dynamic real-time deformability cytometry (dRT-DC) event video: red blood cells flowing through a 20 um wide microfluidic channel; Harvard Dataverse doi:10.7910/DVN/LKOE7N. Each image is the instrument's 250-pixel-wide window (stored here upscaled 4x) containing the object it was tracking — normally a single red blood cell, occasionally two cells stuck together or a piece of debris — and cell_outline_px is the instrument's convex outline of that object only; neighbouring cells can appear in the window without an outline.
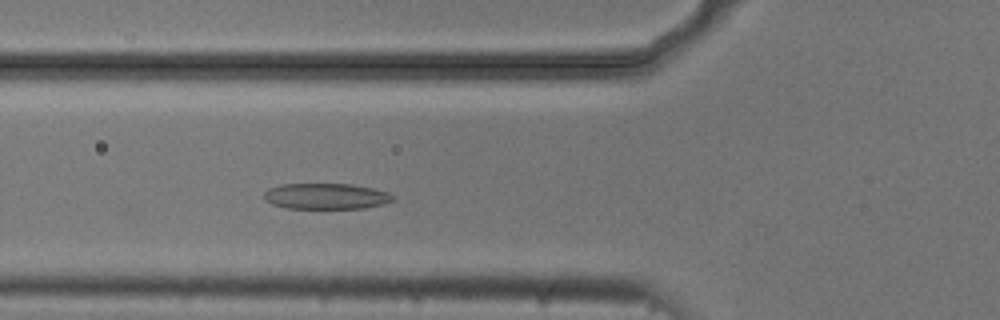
{"species": "common noctule bat (a hibernating species)", "species_latin": "Nyctalus noctula", "temperature_condition": "cold", "stored_images_in_passage": 46, "camera_frame_rate_fps": 3000, "um_per_image_px": 0.085, "animal": {"sex": "male", "body_mass_g": 20.5, "forearm_length_mm": 52.5}, "frame": {"image": 1, "passage_image": 16, "time_ms": 5.0, "image_size_px": [1000, 320], "cell_outline_px": [[396, 200], [384, 204], [364, 208], [288, 208], [272, 204], [264, 200], [264, 192], [268, 188], [280, 184], [352, 184], [372, 188], [388, 192], [396, 196]], "centroid_in_image_um": [27.74, 16.67], "position_along_channel_um": 98.1, "area_um2": 19.59}}
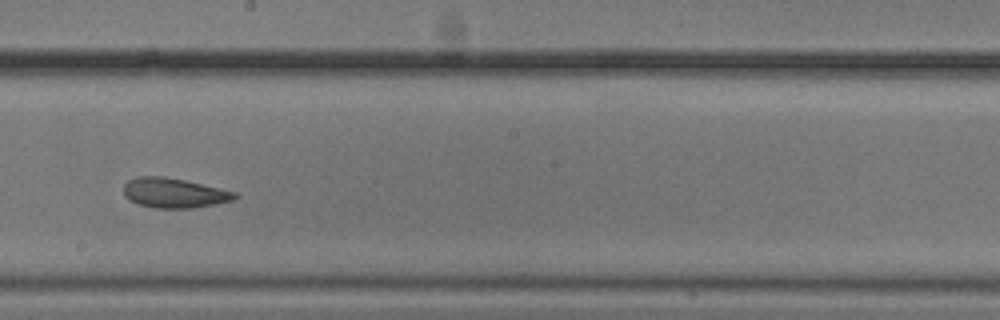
{"frame": {"image": 2, "passage_image": 27, "time_ms": 8.667, "image_size_px": [1000, 320], "cell_outline_px": [[236, 196], [232, 200], [192, 208], [156, 208], [140, 204], [128, 200], [124, 196], [124, 184], [128, 180], [136, 176], [164, 176], [184, 180], [236, 192]], "centroid_in_image_um": [14.73, 16.39], "position_along_channel_um": 233.5, "area_um2": 19.07}}
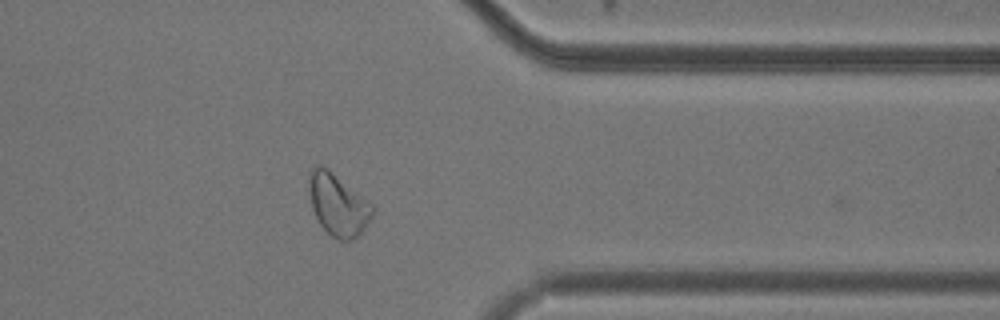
{"frame": {"image": 3, "passage_image": 40, "time_ms": 13.0, "image_size_px": [1000, 320], "cell_outline_px": [[372, 216], [360, 236], [352, 240], [340, 240], [332, 236], [320, 224], [312, 208], [308, 188], [308, 176], [312, 168], [316, 164], [320, 164], [328, 168], [372, 204]], "centroid_in_image_um": [28.7, 17.38], "position_along_channel_um": 382.7, "area_um2": 22.83}, "authors_computed_cell_mechanics": {"area_um2": 20.3167, "velocity_mm_per_s": 3.6761, "shape_relaxation_time_tau1_ms": 5.6204, "shape_relaxation_time_tau2_ms": 2.0635, "deformation_change_tau1": 0.1315, "deformation_change_tau2": 0.0841}}